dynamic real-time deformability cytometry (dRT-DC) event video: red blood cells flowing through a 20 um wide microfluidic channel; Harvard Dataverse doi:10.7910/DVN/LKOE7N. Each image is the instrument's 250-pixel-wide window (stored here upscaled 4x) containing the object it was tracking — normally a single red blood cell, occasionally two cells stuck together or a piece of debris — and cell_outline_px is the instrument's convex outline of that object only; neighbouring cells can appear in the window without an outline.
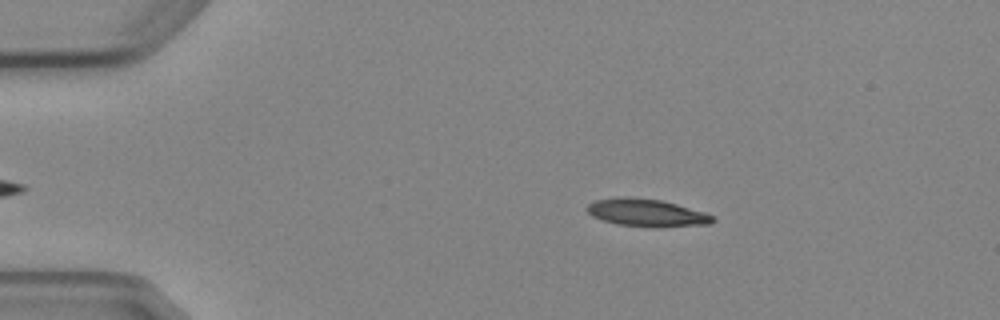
{"species": "Egyptian fruit bat (a non-hibernating species)", "species_latin": "Rousettus aegyptiacus", "temperature_condition": "cold", "stored_images_in_passage": 4, "camera_frame_rate_fps": 3000, "um_per_image_px": 0.085, "animal": {"sex": "female"}, "frame": {"image": 1, "passage_image": 2, "time_ms": 1.0, "image_size_px": [1000, 320], "cell_outline_px": [[716, 220], [712, 224], [616, 224], [600, 220], [592, 216], [584, 208], [588, 204], [596, 200], [620, 196], [628, 196], [660, 200], [676, 204], [704, 212], [712, 216]], "centroid_in_image_um": [54.84, 18.02], "position_along_channel_um": 30.2, "area_um2": 19.13}}
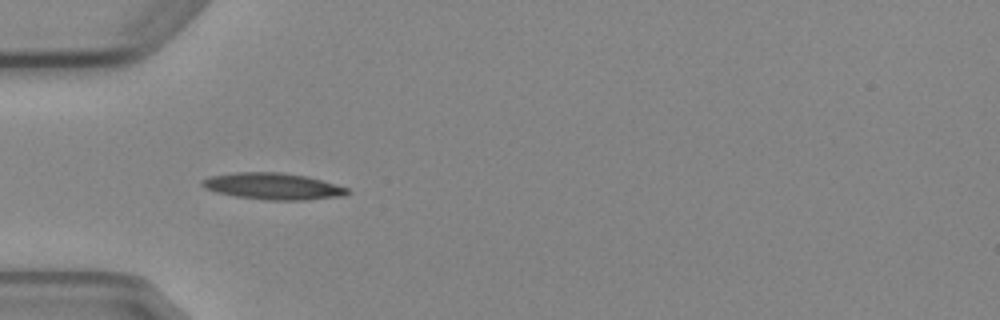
{"frame": {"image": 2, "passage_image": 3, "time_ms": 3.333, "image_size_px": [1000, 320], "cell_outline_px": [[352, 192], [344, 196], [304, 200], [272, 200], [236, 196], [216, 192], [204, 188], [200, 184], [200, 180], [208, 176], [236, 172], [280, 172], [304, 176], [320, 180], [348, 188]], "centroid_in_image_um": [23.17, 15.83], "position_along_channel_um": 61.8, "area_um2": 22.43}}
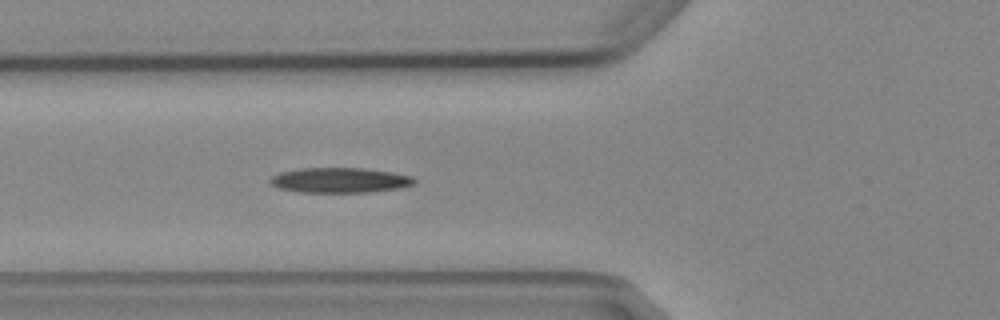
{"frame": {"image": 3, "passage_image": 4, "time_ms": 4.333, "image_size_px": [1000, 320], "cell_outline_px": [[416, 184], [400, 188], [368, 192], [300, 192], [280, 188], [272, 184], [268, 180], [272, 176], [280, 172], [300, 168], [364, 168], [392, 172], [412, 176], [416, 180]], "centroid_in_image_um": [28.91, 15.31], "position_along_channel_um": 96.9, "area_um2": 21.1}}